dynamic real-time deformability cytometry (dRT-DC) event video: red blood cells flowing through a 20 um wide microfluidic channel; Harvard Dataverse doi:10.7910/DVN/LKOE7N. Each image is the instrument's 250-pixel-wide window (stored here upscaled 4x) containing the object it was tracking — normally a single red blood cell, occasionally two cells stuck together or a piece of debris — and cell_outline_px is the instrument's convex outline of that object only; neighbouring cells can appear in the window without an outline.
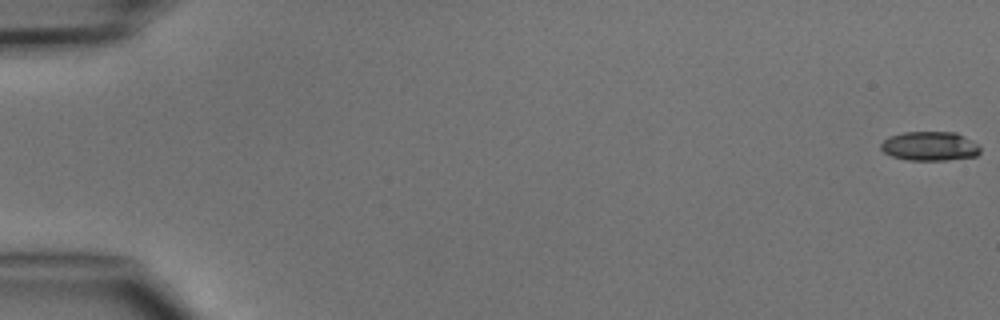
{"species": "common noctule bat (a hibernating species)", "species_latin": "Nyctalus noctula", "temperature_condition": "cold", "stored_images_in_passage": 6, "segment_of_instrument_passage": [1, 2], "camera_frame_rate_fps": 3000, "um_per_image_px": 0.085, "animal": {"sex": "male", "body_mass_g": 15.6}, "frame": {"image": 1, "passage_image": 1, "time_ms": 0.0, "image_size_px": [1000, 320], "cell_outline_px": [[980, 152], [976, 156], [948, 160], [908, 160], [892, 156], [884, 152], [880, 148], [880, 144], [888, 136], [904, 132], [956, 132], [976, 144], [980, 148]], "centroid_in_image_um": [79.0, 12.42], "position_along_channel_um": 6.0, "area_um2": 16.82}}